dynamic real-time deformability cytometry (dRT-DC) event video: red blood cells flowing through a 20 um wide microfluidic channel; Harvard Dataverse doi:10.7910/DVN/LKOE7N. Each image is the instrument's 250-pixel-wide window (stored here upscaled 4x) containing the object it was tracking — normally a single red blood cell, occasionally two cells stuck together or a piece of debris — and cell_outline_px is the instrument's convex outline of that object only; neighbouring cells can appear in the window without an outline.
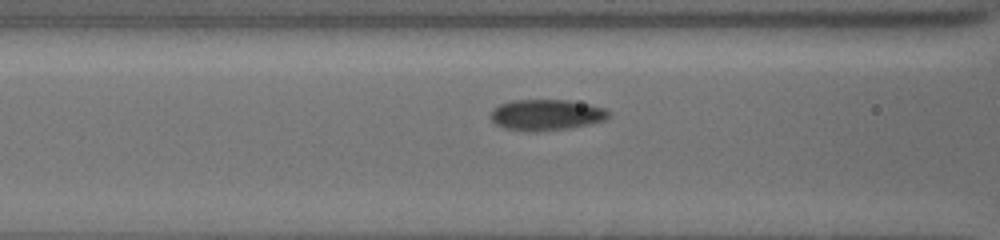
{"species": "common noctule bat (a hibernating species)", "species_latin": "Nyctalus noctula", "temperature_condition": "cold", "stored_images_in_passage": 17, "segment_of_instrument_passage": [1, 2], "camera_frame_rate_fps": 3000, "um_per_image_px": 0.085, "animal": {"sex": "female", "body_mass_g": 19.5, "forearm_length_mm": 54.1}, "frame": {"image": 1, "passage_image": 6, "time_ms": 1.333, "image_size_px": [1000, 240], "cell_outline_px": [[608, 116], [604, 120], [588, 124], [568, 128], [536, 132], [528, 132], [504, 128], [496, 124], [492, 120], [492, 112], [500, 104], [512, 100], [568, 100], [588, 104], [604, 108], [608, 112]], "centroid_in_image_um": [46.42, 9.77], "position_along_channel_um": 120.2, "area_um2": 21.04}}
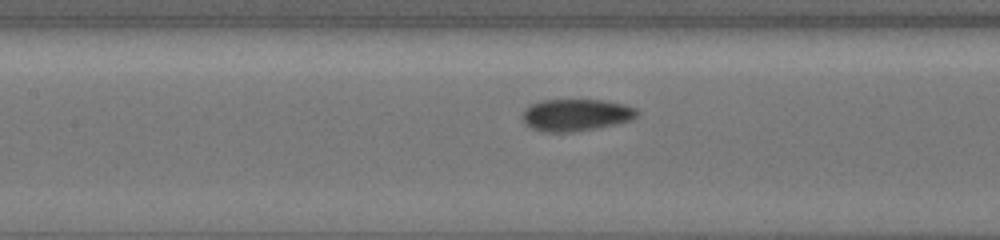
{"frame": {"image": 2, "passage_image": 10, "time_ms": 2.333, "image_size_px": [1000, 240], "cell_outline_px": [[636, 116], [628, 120], [612, 124], [572, 132], [548, 132], [532, 128], [524, 120], [524, 112], [532, 104], [544, 100], [604, 100], [636, 108]], "centroid_in_image_um": [48.94, 9.76], "position_along_channel_um": 158.5, "area_um2": 20.52}}
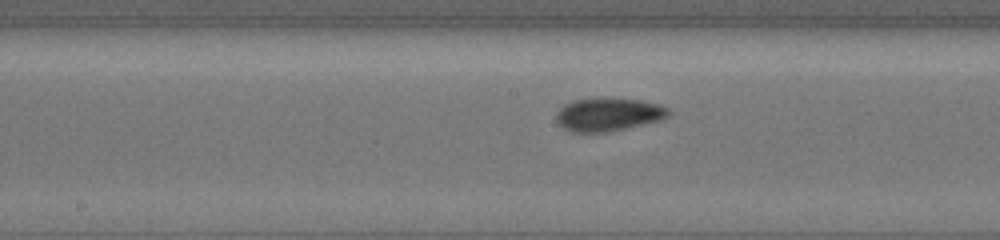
{"frame": {"image": 3, "passage_image": 14, "time_ms": 3.333, "image_size_px": [1000, 240], "cell_outline_px": [[668, 116], [656, 120], [608, 132], [572, 132], [560, 128], [556, 120], [556, 112], [564, 104], [576, 100], [640, 100], [656, 104], [668, 108]], "centroid_in_image_um": [51.6, 9.77], "position_along_channel_um": 196.6, "area_um2": 20.81}}